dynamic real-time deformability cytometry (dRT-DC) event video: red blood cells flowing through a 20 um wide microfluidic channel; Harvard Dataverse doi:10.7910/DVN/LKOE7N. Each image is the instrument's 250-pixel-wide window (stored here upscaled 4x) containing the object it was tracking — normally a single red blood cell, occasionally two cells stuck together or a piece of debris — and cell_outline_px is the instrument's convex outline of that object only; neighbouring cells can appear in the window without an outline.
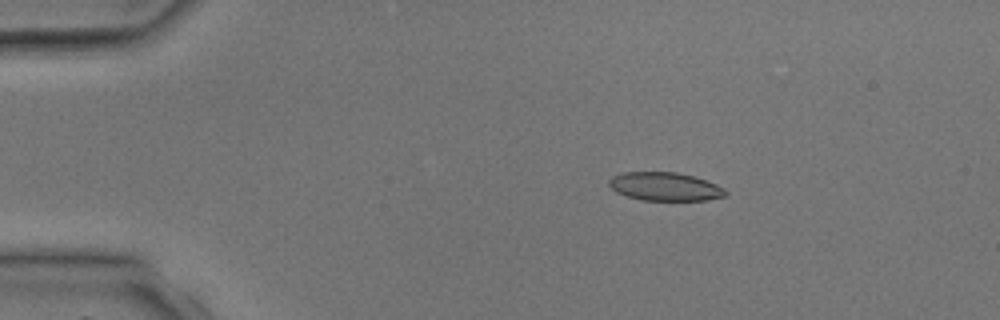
{"species": "common noctule bat (a hibernating species)", "species_latin": "Nyctalus noctula", "temperature_condition": "room temperature", "stored_images_in_passage": 4, "camera_frame_rate_fps": 3000, "um_per_image_px": 0.085, "animal": {"sex": "male", "body_mass_g": 17.9, "forearm_length_mm": 54.2}, "frame": {"image": 1, "passage_image": 3, "time_ms": 2.333, "image_size_px": [1000, 320], "cell_outline_px": [[728, 192], [724, 196], [708, 200], [640, 200], [616, 192], [608, 184], [608, 180], [612, 176], [624, 172], [676, 172], [696, 176], [716, 184], [724, 188]], "centroid_in_image_um": [56.53, 15.85], "position_along_channel_um": 28.5, "area_um2": 19.36}}